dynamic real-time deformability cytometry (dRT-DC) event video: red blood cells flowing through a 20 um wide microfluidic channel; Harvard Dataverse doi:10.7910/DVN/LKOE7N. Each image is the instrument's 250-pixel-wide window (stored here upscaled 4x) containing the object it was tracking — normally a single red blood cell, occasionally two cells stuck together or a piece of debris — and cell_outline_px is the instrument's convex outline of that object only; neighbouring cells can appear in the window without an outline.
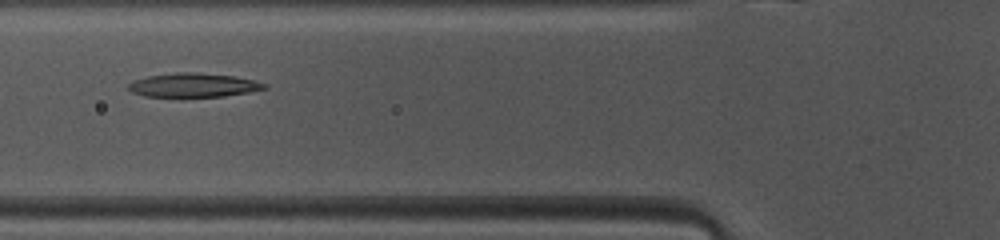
{"species": "common noctule bat (a hibernating species)", "species_latin": "Nyctalus noctula", "temperature_condition": "warm", "stored_images_in_passage": 46, "camera_frame_rate_fps": 3000, "um_per_image_px": 0.085, "animal": {"sex": "female", "body_mass_g": 10.0, "forearm_length_mm": 53.1}, "frame": {"image": 1, "passage_image": 15, "time_ms": 4.667, "image_size_px": [1000, 240], "cell_outline_px": [[268, 88], [248, 92], [224, 96], [144, 96], [132, 92], [128, 88], [128, 84], [132, 80], [148, 76], [176, 72], [192, 72], [232, 76], [252, 80], [268, 84]], "centroid_in_image_um": [16.42, 7.23], "position_along_channel_um": 109.4, "area_um2": 18.73}}
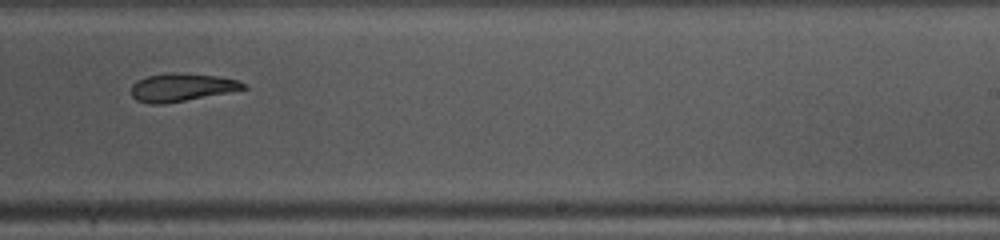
{"frame": {"image": 2, "passage_image": 27, "time_ms": 8.667, "image_size_px": [1000, 240], "cell_outline_px": [[248, 88], [228, 92], [164, 104], [148, 104], [136, 100], [132, 96], [132, 84], [136, 80], [148, 76], [168, 72], [176, 72], [220, 76], [236, 80], [248, 84]], "centroid_in_image_um": [15.43, 7.41], "position_along_channel_um": 273.6, "area_um2": 18.38}}
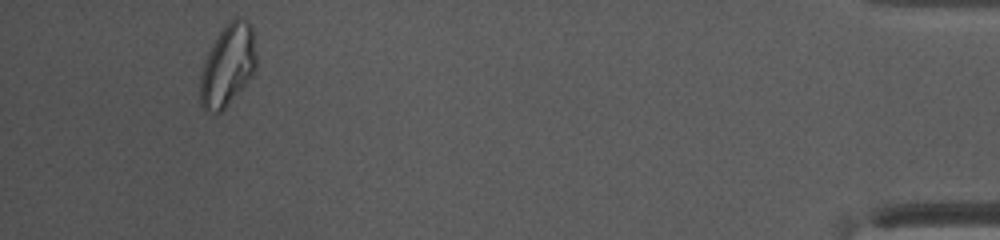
{"frame": {"image": 3, "passage_image": 43, "time_ms": 14.0, "image_size_px": [1000, 240], "cell_outline_px": [[256, 72], [228, 104], [220, 112], [204, 112], [200, 104], [200, 72], [204, 60], [216, 36], [232, 16], [240, 16], [248, 20], [252, 24], [256, 52]], "centroid_in_image_um": [19.37, 5.51], "position_along_channel_um": 415.8, "area_um2": 27.34}, "authors_computed_cell_mechanics": {"area_um2": 20.23, "velocity_mm_per_s": 4.1019, "shape_relaxation_time_tau1_ms": 5.1108, "shape_relaxation_time_tau2_ms": 10.3291, "deformation_change_tau1": 0.1796, "deformation_change_tau2": 0.1941}}